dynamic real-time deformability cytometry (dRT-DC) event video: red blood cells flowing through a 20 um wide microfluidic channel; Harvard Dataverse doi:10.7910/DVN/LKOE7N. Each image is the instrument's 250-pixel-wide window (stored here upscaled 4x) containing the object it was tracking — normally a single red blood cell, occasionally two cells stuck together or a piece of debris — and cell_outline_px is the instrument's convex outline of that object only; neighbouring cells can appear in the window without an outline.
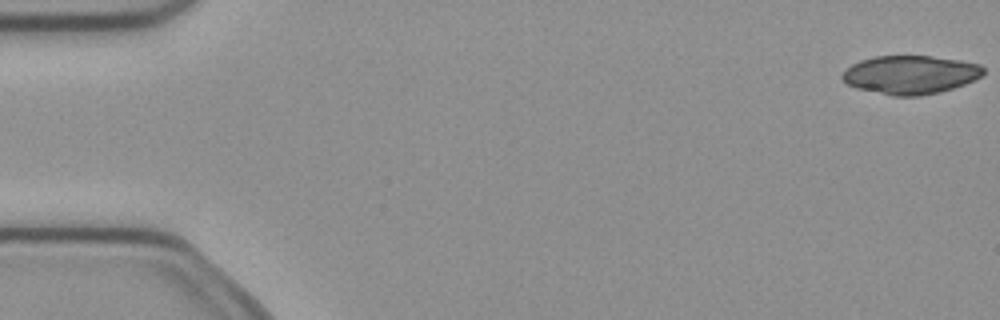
{"species": "common noctule bat (a hibernating species)", "species_latin": "Nyctalus noctula", "temperature_condition": "cold", "stored_images_in_passage": 5, "camera_frame_rate_fps": 3000, "um_per_image_px": 0.085, "animal": {"sex": "female", "body_mass_g": 21.9}, "frame": {"image": 1, "passage_image": 1, "time_ms": 0.0, "image_size_px": [1000, 320], "cell_outline_px": [[984, 72], [980, 76], [964, 84], [952, 88], [920, 96], [892, 96], [856, 88], [848, 84], [840, 76], [852, 64], [860, 60], [876, 56], [932, 56], [960, 60], [980, 64], [984, 68]], "centroid_in_image_um": [77.37, 6.35], "position_along_channel_um": 7.6, "area_um2": 31.44}}